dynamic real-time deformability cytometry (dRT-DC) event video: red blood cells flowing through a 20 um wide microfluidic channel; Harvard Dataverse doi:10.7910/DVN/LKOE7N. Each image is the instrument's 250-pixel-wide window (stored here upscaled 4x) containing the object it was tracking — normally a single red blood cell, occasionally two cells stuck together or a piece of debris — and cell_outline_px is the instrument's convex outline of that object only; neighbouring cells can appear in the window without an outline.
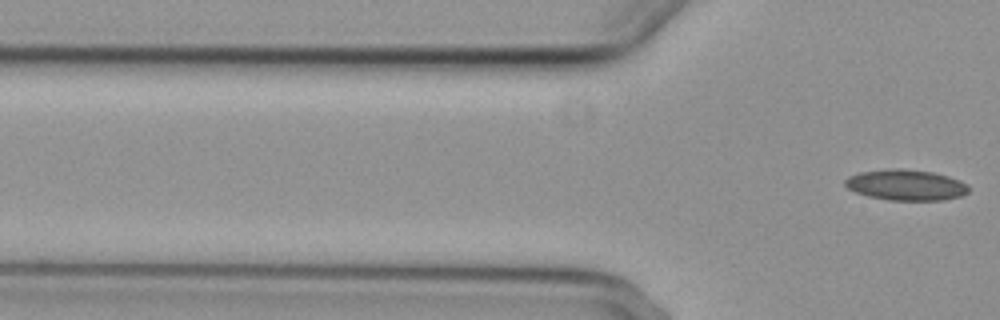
{"species": "common noctule bat (a hibernating species)", "species_latin": "Nyctalus noctula", "temperature_condition": "cold", "stored_images_in_passage": 3, "camera_frame_rate_fps": 3000, "um_per_image_px": 0.085, "animal": {"sex": "female", "body_mass_g": 29.2, "forearm_length_mm": 56.3}, "frame": {"image": 1, "passage_image": 3, "time_ms": 2.333, "image_size_px": [1000, 320], "cell_outline_px": [[968, 192], [960, 196], [940, 200], [888, 200], [868, 196], [856, 192], [848, 188], [844, 184], [844, 180], [848, 176], [860, 172], [892, 168], [900, 168], [932, 172], [948, 176], [960, 180], [968, 184]], "centroid_in_image_um": [76.99, 15.71], "position_along_channel_um": 48.8, "area_um2": 22.14}}